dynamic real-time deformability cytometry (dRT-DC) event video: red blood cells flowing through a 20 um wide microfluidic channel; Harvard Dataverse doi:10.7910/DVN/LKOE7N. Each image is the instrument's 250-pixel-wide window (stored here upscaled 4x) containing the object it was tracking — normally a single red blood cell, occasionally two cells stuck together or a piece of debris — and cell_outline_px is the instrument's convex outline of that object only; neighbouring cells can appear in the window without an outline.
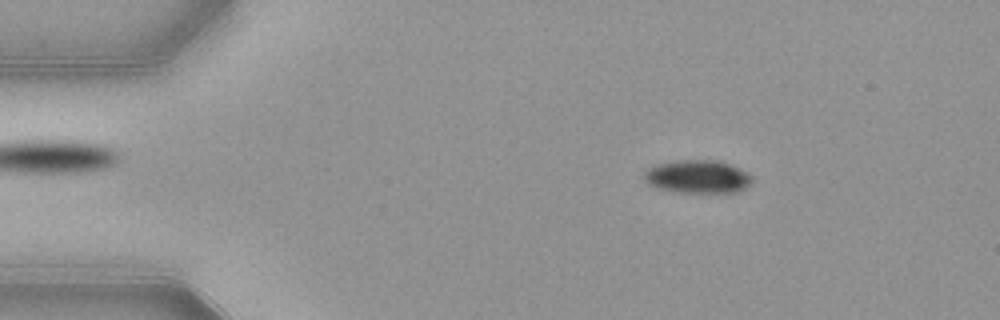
{"species": "common noctule bat (a hibernating species)", "species_latin": "Nyctalus noctula", "temperature_condition": "warm", "stored_images_in_passage": 50, "camera_frame_rate_fps": 3000, "um_per_image_px": 0.085, "animal": {"sex": "female", "body_mass_g": 21.9}, "frame": {"image": 1, "passage_image": 5, "time_ms": 1.333, "image_size_px": [1000, 320], "cell_outline_px": [[752, 180], [744, 188], [736, 192], [680, 192], [656, 188], [648, 184], [644, 180], [644, 172], [648, 168], [656, 164], [676, 160], [720, 160], [740, 168], [748, 172], [752, 176]], "centroid_in_image_um": [59.28, 15.0], "position_along_channel_um": 25.7, "area_um2": 20.92}}
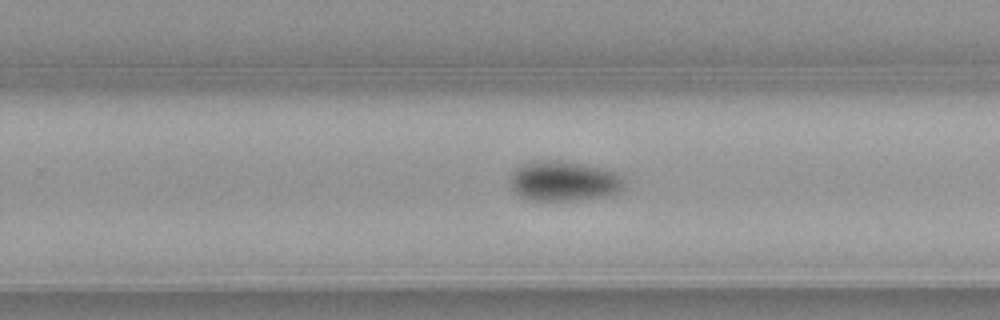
{"frame": {"image": 2, "passage_image": 30, "time_ms": 9.667, "image_size_px": [1000, 320], "cell_outline_px": [[624, 188], [616, 192], [604, 196], [580, 200], [524, 200], [512, 188], [512, 172], [516, 168], [532, 160], [560, 160], [584, 164], [600, 168], [612, 172], [620, 176], [624, 180]], "centroid_in_image_um": [47.9, 15.39], "position_along_channel_um": 281.9, "area_um2": 26.41}}
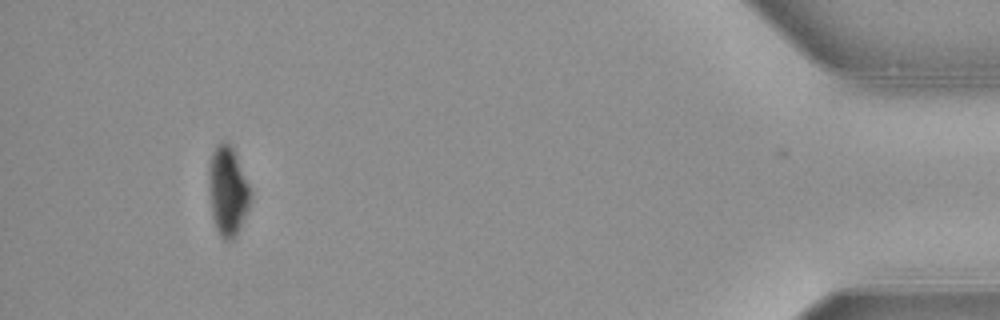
{"frame": {"image": 3, "passage_image": 46, "time_ms": 15.0, "image_size_px": [1000, 320], "cell_outline_px": [[252, 196], [248, 208], [240, 228], [236, 236], [232, 240], [224, 240], [220, 236], [216, 228], [212, 216], [208, 188], [208, 160], [216, 144], [220, 140], [224, 140], [232, 144], [252, 192]], "centroid_in_image_um": [19.34, 16.18], "position_along_channel_um": 415.9, "area_um2": 22.31}, "authors_computed_cell_mechanics": {"area_um2": 23.8425, "velocity_mm_per_s": 3.8836, "shape_relaxation_time_tau1_ms": 2.2285, "shape_relaxation_time_tau2_ms": null, "deformation_change_tau1": 0.1112, "deformation_change_tau2": null}}